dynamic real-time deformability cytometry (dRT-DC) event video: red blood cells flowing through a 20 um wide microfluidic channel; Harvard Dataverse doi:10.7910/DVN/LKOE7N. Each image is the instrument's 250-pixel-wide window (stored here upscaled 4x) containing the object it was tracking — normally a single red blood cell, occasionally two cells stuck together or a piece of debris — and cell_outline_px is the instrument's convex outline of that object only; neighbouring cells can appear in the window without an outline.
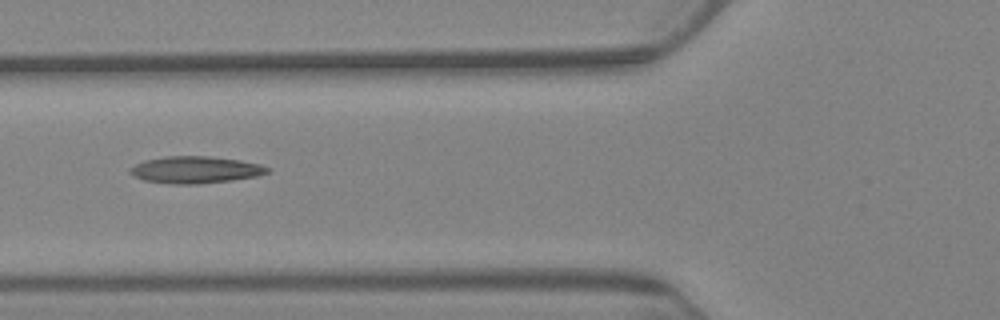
{"species": "Egyptian fruit bat (a non-hibernating species)", "species_latin": "Rousettus aegyptiacus", "temperature_condition": "warm", "stored_images_in_passage": 9, "camera_frame_rate_fps": 3000, "um_per_image_px": 0.085, "animal": {"sex": "female"}, "frame": {"image": 1, "passage_image": 7, "time_ms": 7.0, "image_size_px": [1000, 320], "cell_outline_px": [[272, 168], [268, 172], [256, 176], [232, 180], [196, 184], [176, 184], [144, 180], [128, 172], [128, 168], [144, 160], [164, 156], [208, 156], [240, 160], [260, 164]], "centroid_in_image_um": [16.61, 14.42], "position_along_channel_um": 109.2, "area_um2": 21.5}}
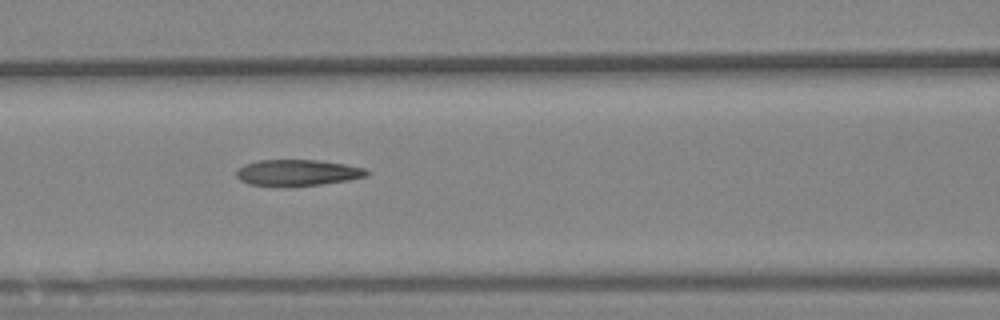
{"frame": {"image": 2, "passage_image": 8, "time_ms": 8.0, "image_size_px": [1000, 320], "cell_outline_px": [[368, 176], [348, 180], [320, 184], [248, 184], [240, 180], [236, 176], [236, 172], [244, 164], [256, 160], [320, 160], [344, 164], [364, 168], [368, 172]], "centroid_in_image_um": [25.3, 14.64], "position_along_channel_um": 141.3, "area_um2": 19.19}}
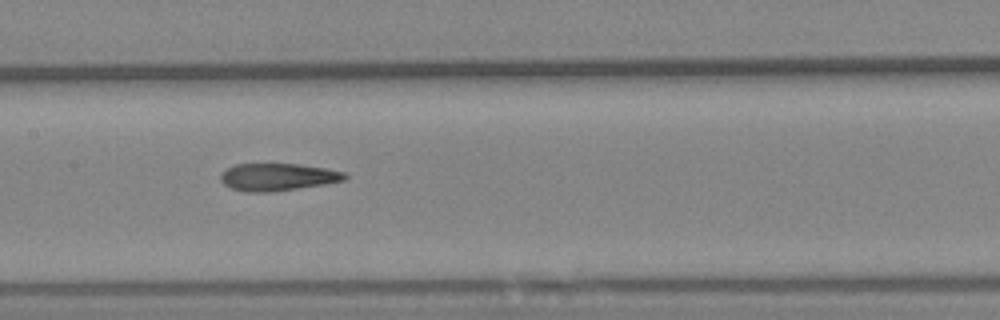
{"frame": {"image": 3, "passage_image": 9, "time_ms": 9.333, "image_size_px": [1000, 320], "cell_outline_px": [[348, 176], [344, 180], [324, 184], [268, 192], [248, 192], [232, 188], [224, 184], [220, 180], [220, 176], [228, 168], [236, 164], [300, 164], [324, 168], [344, 172]], "centroid_in_image_um": [23.6, 15.04], "position_along_channel_um": 183.8, "area_um2": 19.48}}